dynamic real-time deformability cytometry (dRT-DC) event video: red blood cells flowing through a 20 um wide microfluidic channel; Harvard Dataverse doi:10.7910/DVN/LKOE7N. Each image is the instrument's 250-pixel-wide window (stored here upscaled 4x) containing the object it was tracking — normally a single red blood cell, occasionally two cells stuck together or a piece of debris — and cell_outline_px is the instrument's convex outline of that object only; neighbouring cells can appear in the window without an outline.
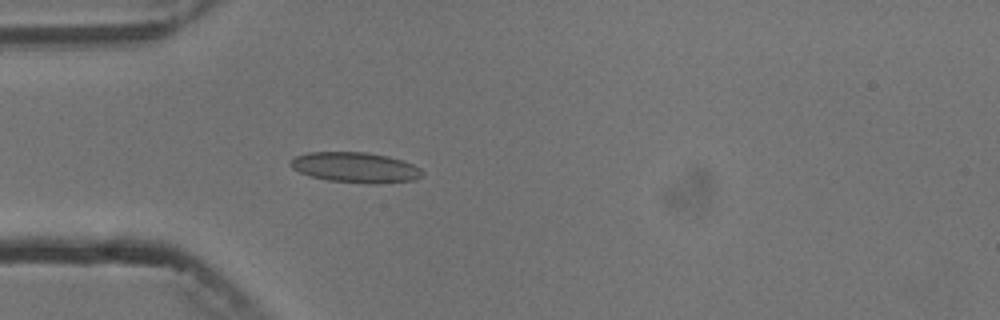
{"species": "common noctule bat (a hibernating species)", "species_latin": "Nyctalus noctula", "temperature_condition": "cold", "stored_images_in_passage": 3, "camera_frame_rate_fps": 3000, "um_per_image_px": 0.085, "animal": {"sex": "male", "body_mass_g": 13.3}, "frame": {"image": 1, "passage_image": 3, "time_ms": 3.0, "image_size_px": [1000, 320], "cell_outline_px": [[424, 176], [416, 180], [380, 184], [368, 184], [328, 180], [308, 176], [292, 168], [288, 164], [288, 160], [296, 156], [308, 152], [364, 152], [388, 156], [404, 160], [420, 168], [424, 172]], "centroid_in_image_um": [30.23, 14.24], "position_along_channel_um": 54.8, "area_um2": 23.76}}